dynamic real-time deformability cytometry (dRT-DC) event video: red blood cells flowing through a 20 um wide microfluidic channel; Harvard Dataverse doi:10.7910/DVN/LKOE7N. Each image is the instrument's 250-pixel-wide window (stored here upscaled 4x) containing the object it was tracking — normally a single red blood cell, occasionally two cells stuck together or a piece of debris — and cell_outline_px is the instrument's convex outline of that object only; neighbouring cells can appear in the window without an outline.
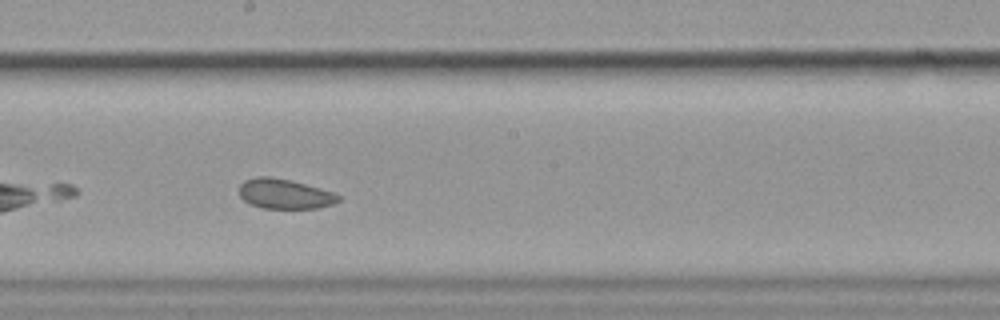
{"species": "common noctule bat (a hibernating species)", "species_latin": "Nyctalus noctula", "temperature_condition": "cold", "stored_images_in_passage": 13, "camera_frame_rate_fps": 3000, "um_per_image_px": 0.085, "animal": {"sex": "female", "body_mass_g": 19.9}, "frame": {"image": 1, "passage_image": 7, "time_ms": 7.0, "image_size_px": [1000, 320], "cell_outline_px": [[340, 200], [332, 204], [316, 208], [264, 208], [252, 204], [244, 200], [240, 196], [240, 184], [244, 180], [256, 176], [272, 176], [320, 188], [332, 192], [340, 196]], "centroid_in_image_um": [24.17, 16.47], "position_along_channel_um": 224.0, "area_um2": 17.05}}
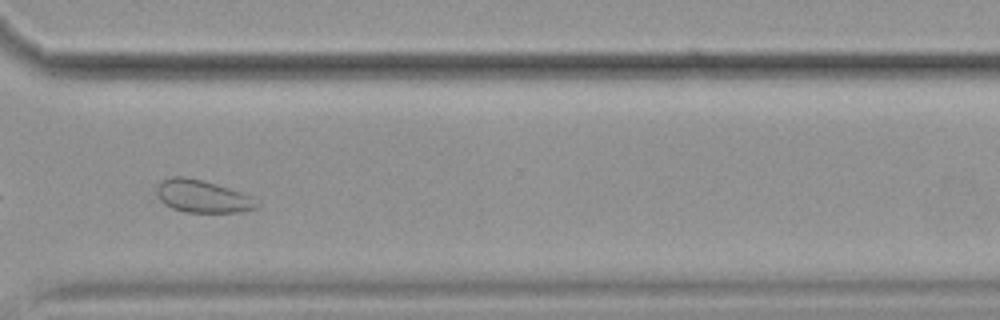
{"frame": {"image": 2, "passage_image": 10, "time_ms": 10.667, "image_size_px": [1000, 320], "cell_outline_px": [[260, 204], [256, 208], [240, 212], [184, 212], [172, 208], [164, 204], [160, 200], [156, 192], [156, 188], [160, 180], [172, 176], [184, 176], [216, 184], [240, 192], [248, 196]], "centroid_in_image_um": [17.14, 16.69], "position_along_channel_um": 353.5, "area_um2": 18.84}}